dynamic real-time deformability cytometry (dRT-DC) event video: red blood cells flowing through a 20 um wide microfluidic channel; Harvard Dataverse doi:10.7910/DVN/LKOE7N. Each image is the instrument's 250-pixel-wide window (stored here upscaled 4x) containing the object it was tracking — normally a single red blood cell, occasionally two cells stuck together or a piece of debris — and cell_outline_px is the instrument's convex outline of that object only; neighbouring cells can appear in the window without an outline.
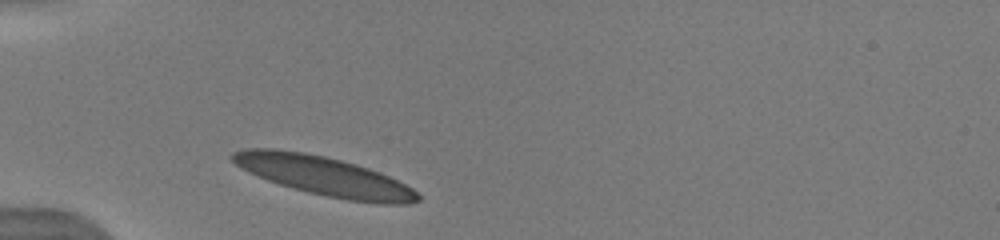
{"species": "human", "species_latin": "Homo sapiens", "temperature_condition": "warm", "stored_images_in_passage": 7, "camera_frame_rate_fps": 3000, "um_per_image_px": 0.085, "donor": {"sex": "male"}, "frame": {"image": 1, "passage_image": 1, "time_ms": 0.0, "image_size_px": [1000, 240], "cell_outline_px": [[420, 200], [408, 204], [380, 204], [348, 200], [308, 192], [292, 188], [268, 180], [248, 172], [236, 164], [228, 156], [232, 152], [244, 148], [276, 148], [304, 152], [324, 156], [356, 164], [380, 172], [412, 188], [420, 196]], "centroid_in_image_um": [27.52, 14.95], "position_along_channel_um": 57.5, "area_um2": 42.14}}
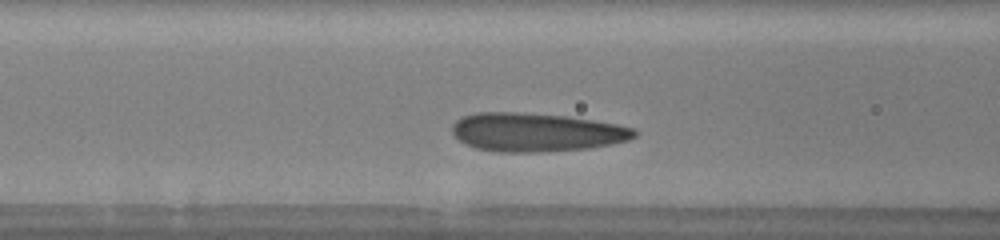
{"frame": {"image": 2, "passage_image": 6, "time_ms": 2.0, "image_size_px": [1000, 240], "cell_outline_px": [[636, 136], [628, 140], [612, 144], [588, 148], [536, 152], [496, 152], [476, 148], [464, 144], [452, 132], [452, 124], [456, 120], [464, 116], [480, 112], [516, 112], [568, 116], [616, 124], [632, 128], [636, 132]], "centroid_in_image_um": [45.55, 11.24], "position_along_channel_um": 121.0, "area_um2": 40.86}}